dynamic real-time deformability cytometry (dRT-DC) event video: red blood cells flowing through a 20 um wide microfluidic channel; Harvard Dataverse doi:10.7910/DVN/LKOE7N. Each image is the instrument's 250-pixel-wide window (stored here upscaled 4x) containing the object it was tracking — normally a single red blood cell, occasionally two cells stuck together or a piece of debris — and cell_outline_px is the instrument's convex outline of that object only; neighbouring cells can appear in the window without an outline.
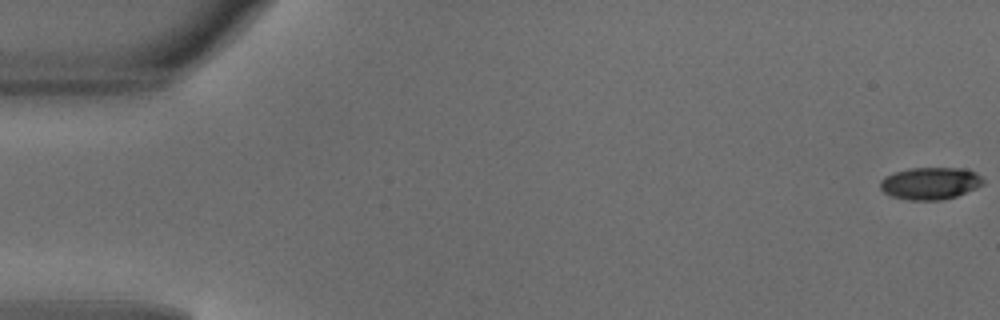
{"species": "common noctule bat (a hibernating species)", "species_latin": "Nyctalus noctula", "temperature_condition": "warm", "stored_images_in_passage": 49, "camera_frame_rate_fps": 3000, "um_per_image_px": 0.085, "animal": {"sex": "male", "body_mass_g": 18.8}, "frame": {"image": 1, "passage_image": 1, "time_ms": 0.0, "image_size_px": [1000, 320], "cell_outline_px": [[984, 184], [976, 188], [956, 196], [940, 200], [908, 200], [892, 196], [884, 192], [880, 188], [880, 180], [884, 176], [908, 168], [964, 168], [976, 172], [984, 180]], "centroid_in_image_um": [79.07, 15.58], "position_along_channel_um": 5.9, "area_um2": 19.36}}
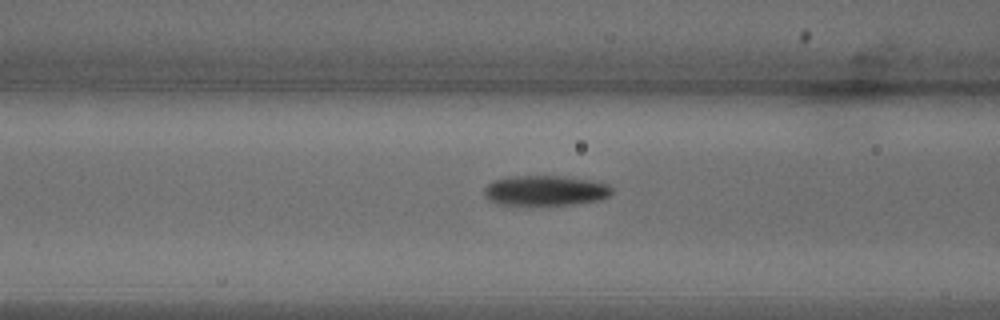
{"frame": {"image": 2, "passage_image": 20, "time_ms": 6.333, "image_size_px": [1000, 320], "cell_outline_px": [[612, 192], [608, 196], [600, 200], [576, 204], [500, 204], [488, 200], [484, 196], [484, 188], [492, 180], [508, 176], [560, 176], [588, 180], [608, 184], [612, 188]], "centroid_in_image_um": [46.32, 16.19], "position_along_channel_um": 120.3, "area_um2": 22.31}}
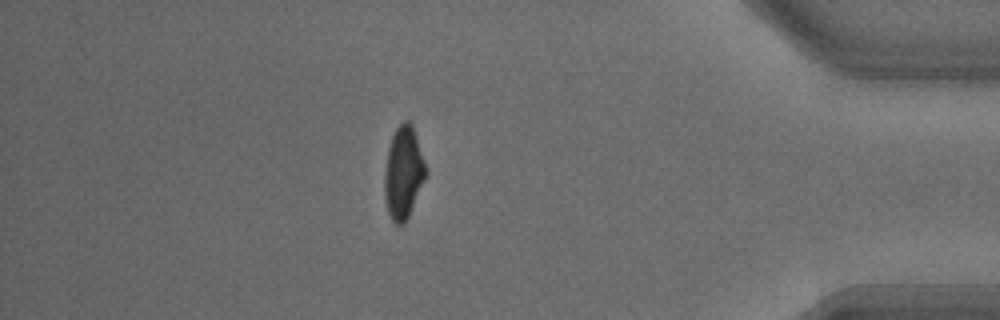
{"frame": {"image": 3, "passage_image": 43, "time_ms": 14.0, "image_size_px": [1000, 320], "cell_outline_px": [[428, 176], [404, 224], [396, 224], [392, 220], [388, 212], [384, 200], [384, 176], [388, 148], [392, 136], [396, 128], [404, 120], [408, 120], [412, 124], [428, 168]], "centroid_in_image_um": [34.32, 14.68], "position_along_channel_um": 400.9, "area_um2": 22.6}, "authors_computed_cell_mechanics": {"area_um2": 22.1952, "velocity_mm_per_s": 4.1595, "shape_relaxation_time_tau1_ms": 3.0142, "shape_relaxation_time_tau2_ms": 5.9087, "deformation_change_tau1": 0.1681, "deformation_change_tau2": 0.1295}}